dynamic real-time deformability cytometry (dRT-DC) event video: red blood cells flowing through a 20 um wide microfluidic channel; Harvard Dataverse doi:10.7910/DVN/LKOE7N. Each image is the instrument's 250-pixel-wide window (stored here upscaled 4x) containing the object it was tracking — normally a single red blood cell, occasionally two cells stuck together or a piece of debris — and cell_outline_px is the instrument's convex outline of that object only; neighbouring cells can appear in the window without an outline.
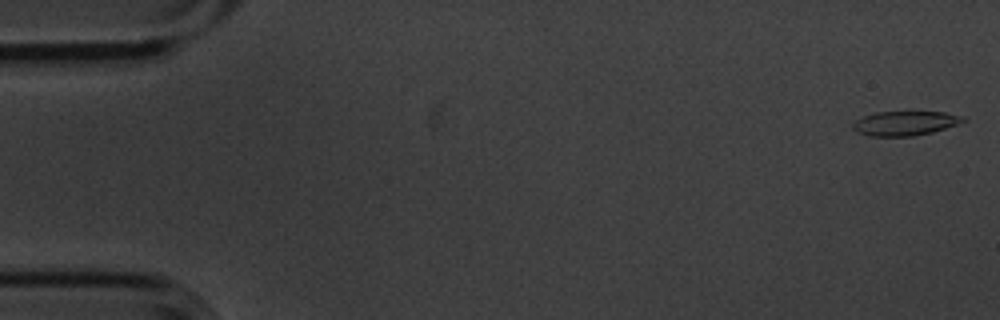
{"species": "common noctule bat (a hibernating species)", "species_latin": "Nyctalus noctula", "temperature_condition": "cold", "stored_images_in_passage": 4, "segment_of_instrument_passage": [2, 2], "camera_frame_rate_fps": 3000, "um_per_image_px": 0.085, "animal": {"sex": "male", "body_mass_g": 20.1, "forearm_length_mm": 53.5}, "frame": {"image": 1, "passage_image": 4, "time_ms": 1.0, "image_size_px": [1000, 320], "cell_outline_px": [[968, 120], [932, 132], [912, 136], [868, 136], [856, 132], [852, 128], [852, 124], [856, 120], [864, 116], [876, 112], [912, 108], [944, 112], [964, 116]], "centroid_in_image_um": [76.93, 10.41], "position_along_channel_um": 8.1, "area_um2": 16.59}}